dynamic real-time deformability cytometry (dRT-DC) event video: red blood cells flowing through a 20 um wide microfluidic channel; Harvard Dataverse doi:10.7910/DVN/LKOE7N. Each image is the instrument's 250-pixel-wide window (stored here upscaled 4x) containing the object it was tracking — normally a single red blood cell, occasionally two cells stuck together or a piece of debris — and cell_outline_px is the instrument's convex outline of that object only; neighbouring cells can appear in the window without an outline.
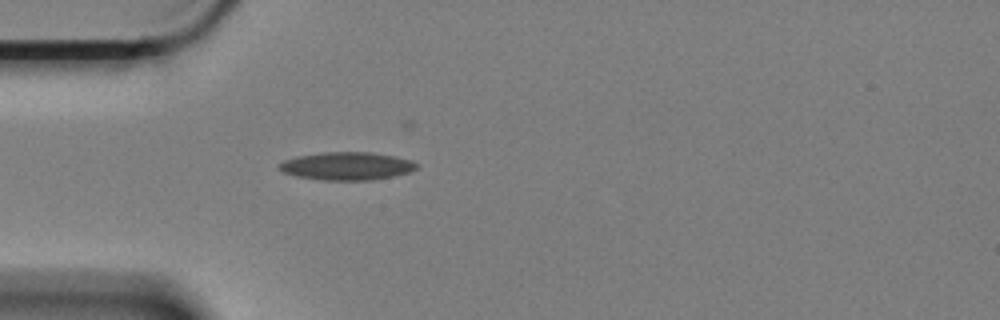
{"species": "Egyptian fruit bat (a non-hibernating species)", "species_latin": "Rousettus aegyptiacus", "temperature_condition": "cold", "stored_images_in_passage": 31, "camera_frame_rate_fps": 3000, "um_per_image_px": 0.085, "animal": {"sex": "female"}, "frame": {"image": 1, "passage_image": 1, "time_ms": 0.0, "image_size_px": [1000, 320], "cell_outline_px": [[416, 168], [408, 172], [392, 176], [368, 180], [324, 180], [296, 176], [284, 172], [276, 168], [284, 160], [296, 156], [324, 152], [372, 152], [392, 156], [408, 160], [416, 164]], "centroid_in_image_um": [29.41, 14.11], "position_along_channel_um": 55.6, "area_um2": 22.02}}
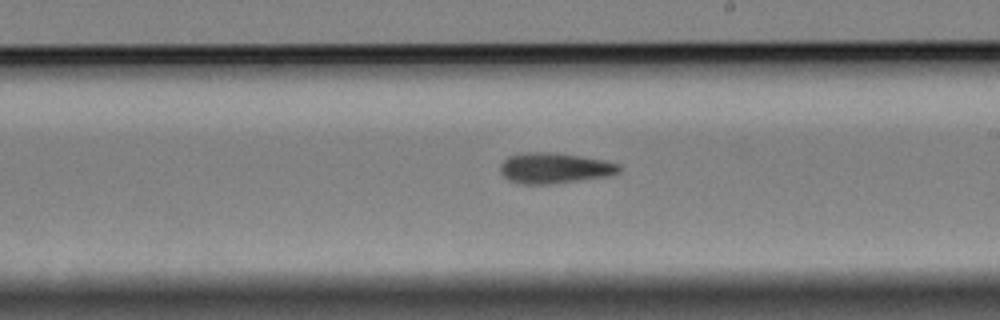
{"frame": {"image": 2, "passage_image": 18, "time_ms": 5.667, "image_size_px": [1000, 320], "cell_outline_px": [[624, 168], [620, 172], [608, 176], [548, 184], [524, 184], [508, 180], [500, 172], [500, 164], [508, 156], [524, 152], [556, 152], [604, 160], [620, 164]], "centroid_in_image_um": [47.14, 14.27], "position_along_channel_um": 241.9, "area_um2": 21.33}}
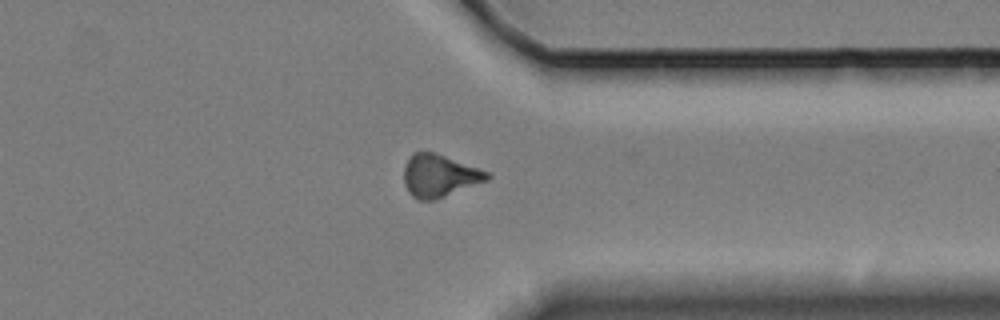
{"frame": {"image": 3, "passage_image": 30, "time_ms": 9.667, "image_size_px": [1000, 320], "cell_outline_px": [[492, 176], [488, 180], [444, 196], [432, 200], [420, 200], [412, 196], [408, 192], [404, 184], [404, 168], [412, 152], [432, 152], [444, 156], [488, 172]], "centroid_in_image_um": [37.32, 14.94], "position_along_channel_um": 374.1, "area_um2": 20.17}, "authors_computed_cell_mechanics": {"area_um2": 20.6346, "velocity_mm_per_s": 3.3682, "shape_relaxation_time_tau1_ms": null, "shape_relaxation_time_tau2_ms": 3.3631, "deformation_change_tau1": null, "deformation_change_tau2": 0.099}}